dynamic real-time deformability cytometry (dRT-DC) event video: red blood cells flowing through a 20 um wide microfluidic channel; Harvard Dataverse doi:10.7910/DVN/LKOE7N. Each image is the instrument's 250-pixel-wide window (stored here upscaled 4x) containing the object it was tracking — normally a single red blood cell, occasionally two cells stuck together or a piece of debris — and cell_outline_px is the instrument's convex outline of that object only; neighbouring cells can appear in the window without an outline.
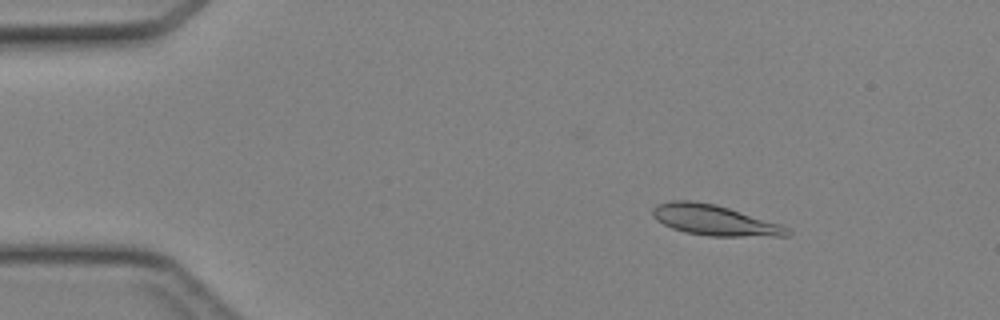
{"species": "Egyptian fruit bat (a non-hibernating species)", "species_latin": "Rousettus aegyptiacus", "temperature_condition": "cold", "stored_images_in_passage": 45, "camera_frame_rate_fps": 3000, "um_per_image_px": 0.085, "animal": {"sex": "female"}, "frame": {"image": 1, "passage_image": 6, "time_ms": 1.667, "image_size_px": [1000, 320], "cell_outline_px": [[792, 232], [788, 236], [708, 236], [684, 232], [672, 228], [656, 220], [652, 216], [652, 208], [656, 204], [672, 200], [692, 200], [716, 204], [780, 224], [788, 228]], "centroid_in_image_um": [60.69, 18.71], "position_along_channel_um": 24.3, "area_um2": 23.99}}
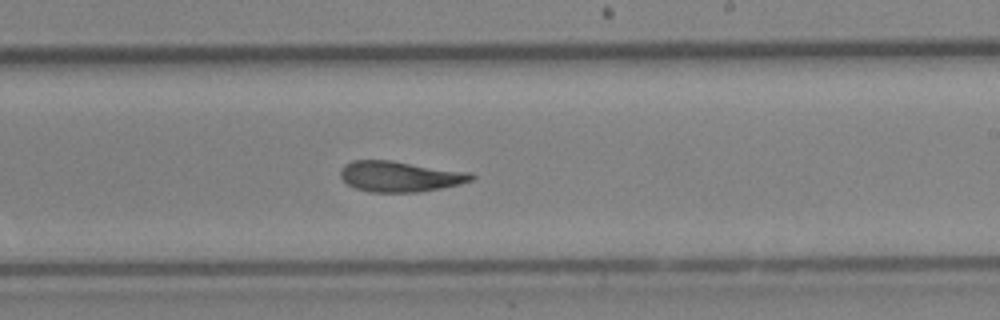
{"frame": {"image": 2, "passage_image": 27, "time_ms": 8.667, "image_size_px": [1000, 320], "cell_outline_px": [[476, 176], [472, 180], [460, 184], [420, 192], [372, 192], [356, 188], [348, 184], [340, 176], [340, 168], [344, 164], [352, 160], [392, 160], [472, 172]], "centroid_in_image_um": [34.01, 14.98], "position_along_channel_um": 255.0, "area_um2": 23.58}}
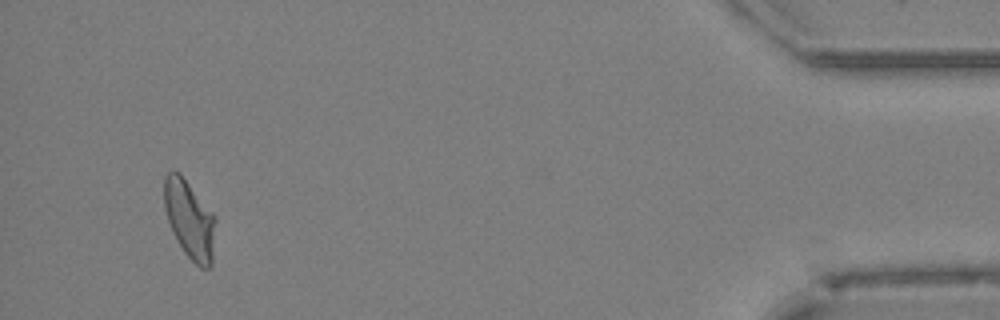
{"frame": {"image": 3, "passage_image": 43, "time_ms": 14.0, "image_size_px": [1000, 320], "cell_outline_px": [[216, 220], [212, 264], [208, 268], [200, 268], [184, 252], [168, 220], [164, 208], [164, 176], [168, 172], [180, 172], [216, 216]], "centroid_in_image_um": [16.14, 18.63], "position_along_channel_um": 419.1, "area_um2": 23.29}}